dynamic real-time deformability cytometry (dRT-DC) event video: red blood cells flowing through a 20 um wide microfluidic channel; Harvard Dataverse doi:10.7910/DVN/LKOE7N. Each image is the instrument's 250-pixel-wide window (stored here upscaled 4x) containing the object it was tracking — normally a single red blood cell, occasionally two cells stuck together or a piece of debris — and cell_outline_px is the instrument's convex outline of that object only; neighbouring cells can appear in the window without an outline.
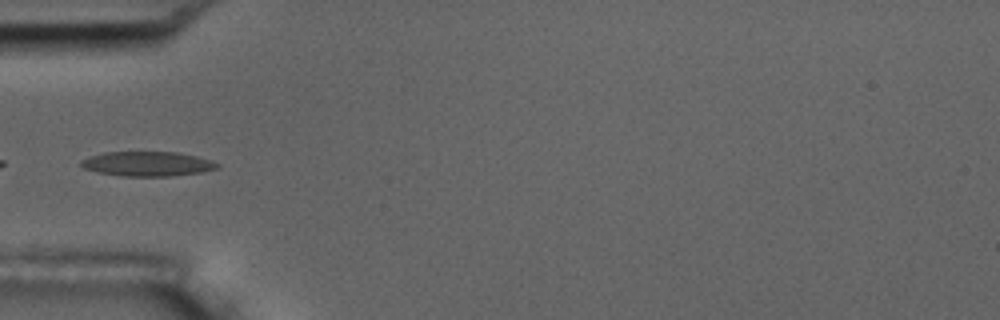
{"species": "common noctule bat (a hibernating species)", "species_latin": "Nyctalus noctula", "temperature_condition": "room temperature", "stored_images_in_passage": 5, "camera_frame_rate_fps": 3000, "um_per_image_px": 0.085, "animal": {"sex": "male", "body_mass_g": 17.5, "forearm_length_mm": 52.3}, "frame": {"image": 1, "passage_image": 5, "time_ms": 1.333, "image_size_px": [1000, 320], "cell_outline_px": [[220, 168], [200, 172], [172, 176], [120, 176], [100, 172], [84, 168], [80, 164], [80, 160], [104, 152], [176, 152], [196, 156], [212, 160], [220, 164]], "centroid_in_image_um": [12.57, 13.92], "position_along_channel_um": 72.4, "area_um2": 19.48}}